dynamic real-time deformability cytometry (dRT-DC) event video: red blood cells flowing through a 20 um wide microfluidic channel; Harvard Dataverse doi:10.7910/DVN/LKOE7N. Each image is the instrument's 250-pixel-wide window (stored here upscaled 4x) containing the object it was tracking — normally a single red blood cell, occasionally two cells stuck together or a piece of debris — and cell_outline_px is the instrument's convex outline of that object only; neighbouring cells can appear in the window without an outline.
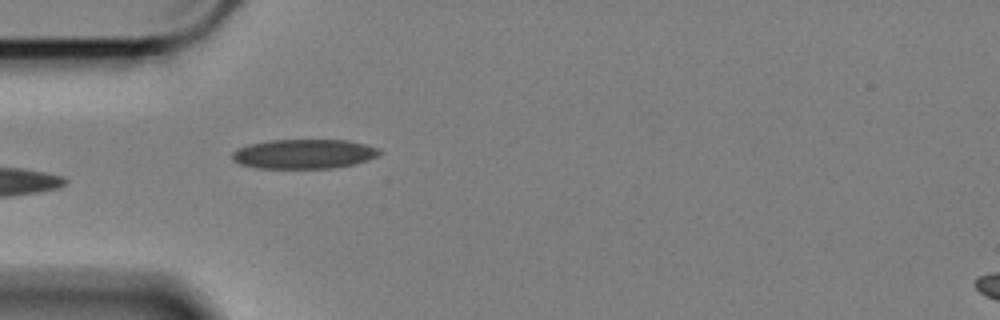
{"species": "Egyptian fruit bat (a non-hibernating species)", "species_latin": "Rousettus aegyptiacus", "temperature_condition": "cold", "stored_images_in_passage": 41, "camera_frame_rate_fps": 3000, "um_per_image_px": 0.085, "animal": {"sex": "female"}, "frame": {"image": 1, "passage_image": 1, "time_ms": 0.0, "image_size_px": [1000, 320], "cell_outline_px": [[384, 152], [368, 160], [352, 164], [332, 168], [256, 168], [240, 164], [232, 160], [232, 152], [248, 144], [268, 140], [348, 140], [380, 148]], "centroid_in_image_um": [25.84, 13.08], "position_along_channel_um": 59.2, "area_um2": 25.37}}
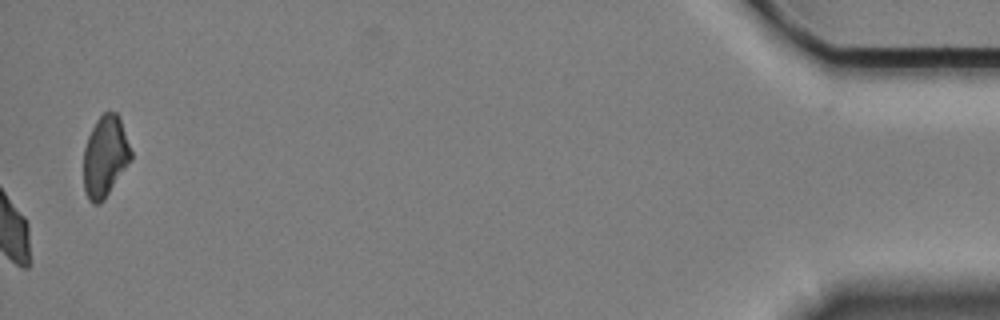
{"frame": {"image": 2, "passage_image": 41, "time_ms": 13.333, "image_size_px": [1000, 320], "cell_outline_px": [[132, 160], [104, 200], [100, 204], [92, 204], [88, 200], [84, 188], [84, 148], [88, 136], [96, 120], [104, 112], [116, 112], [120, 116], [132, 152]], "centroid_in_image_um": [8.95, 13.31], "position_along_channel_um": 426.2, "area_um2": 22.66}, "authors_computed_cell_mechanics": {"area_um2": 22.542, "velocity_mm_per_s": 3.3803, "shape_relaxation_time_tau1_ms": null, "shape_relaxation_time_tau2_ms": 3.2693, "deformation_change_tau1": null, "deformation_change_tau2": 0.0669}}